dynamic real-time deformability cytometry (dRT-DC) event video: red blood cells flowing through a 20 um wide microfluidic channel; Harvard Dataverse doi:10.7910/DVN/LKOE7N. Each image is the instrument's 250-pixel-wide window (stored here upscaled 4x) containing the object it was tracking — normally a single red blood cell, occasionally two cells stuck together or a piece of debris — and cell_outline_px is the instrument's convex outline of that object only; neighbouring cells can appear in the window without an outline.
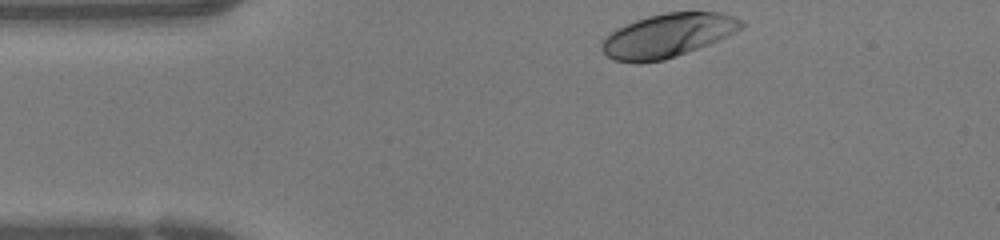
{"species": "human", "species_latin": "Homo sapiens", "temperature_condition": "warm", "stored_images_in_passage": 30, "camera_frame_rate_fps": 3000, "um_per_image_px": 0.085, "donor": {"sex": "female"}, "frame": {"image": 1, "passage_image": 1, "time_ms": 0.0, "image_size_px": [1000, 240], "cell_outline_px": [[744, 24], [740, 28], [708, 44], [676, 56], [664, 60], [640, 64], [632, 64], [616, 60], [608, 56], [600, 48], [600, 44], [616, 28], [636, 20], [648, 16], [664, 12], [720, 12], [744, 20]], "centroid_in_image_um": [56.71, 3.02], "position_along_channel_um": 28.3, "area_um2": 35.2}}
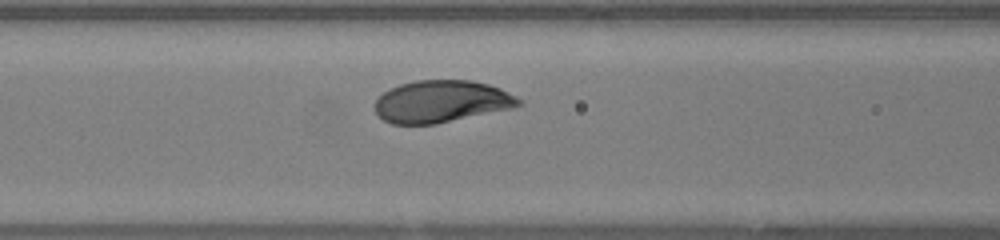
{"frame": {"image": 2, "passage_image": 11, "time_ms": 3.333, "image_size_px": [1000, 240], "cell_outline_px": [[524, 104], [512, 108], [436, 124], [392, 124], [384, 120], [376, 112], [376, 100], [384, 92], [400, 84], [416, 80], [472, 80], [488, 84], [500, 88], [524, 100]], "centroid_in_image_um": [37.57, 8.62], "position_along_channel_um": 129.0, "area_um2": 35.26}}
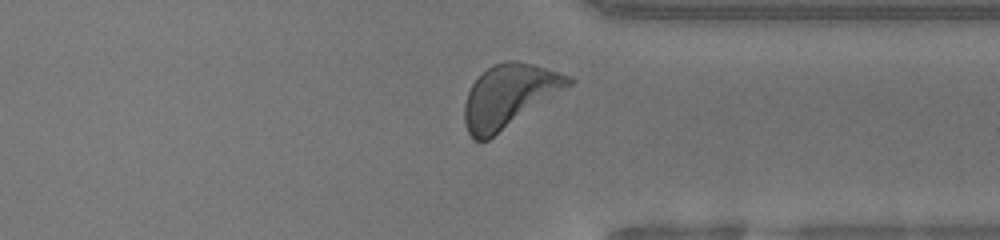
{"frame": {"image": 3, "passage_image": 27, "time_ms": 8.667, "image_size_px": [1000, 240], "cell_outline_px": [[576, 80], [572, 84], [488, 140], [472, 140], [464, 124], [464, 104], [468, 92], [472, 84], [492, 64], [508, 60], [516, 60], [532, 64], [572, 76]], "centroid_in_image_um": [43.25, 8.15], "position_along_channel_um": 368.1, "area_um2": 37.8}}